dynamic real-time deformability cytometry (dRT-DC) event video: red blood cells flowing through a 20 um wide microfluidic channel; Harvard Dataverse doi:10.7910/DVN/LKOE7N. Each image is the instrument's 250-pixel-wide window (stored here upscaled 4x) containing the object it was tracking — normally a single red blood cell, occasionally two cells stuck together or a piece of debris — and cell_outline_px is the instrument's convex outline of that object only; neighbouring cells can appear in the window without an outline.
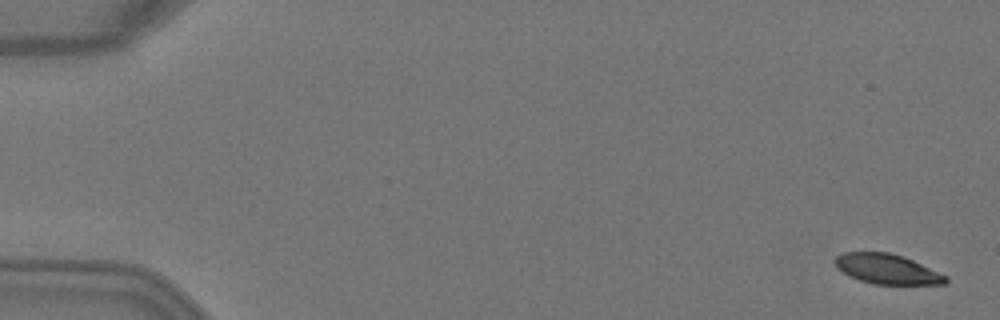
{"species": "Egyptian fruit bat (a non-hibernating species)", "species_latin": "Rousettus aegyptiacus", "temperature_condition": "warm", "stored_images_in_passage": 6, "camera_frame_rate_fps": 3000, "um_per_image_px": 0.085, "animal": {"sex": "female"}, "frame": {"image": 1, "passage_image": 1, "time_ms": 0.0, "image_size_px": [1000, 320], "cell_outline_px": [[948, 280], [944, 284], [872, 284], [848, 276], [836, 268], [832, 260], [836, 256], [844, 252], [888, 252], [904, 256], [948, 276]], "centroid_in_image_um": [75.36, 22.86], "position_along_channel_um": 9.6, "area_um2": 19.48}}
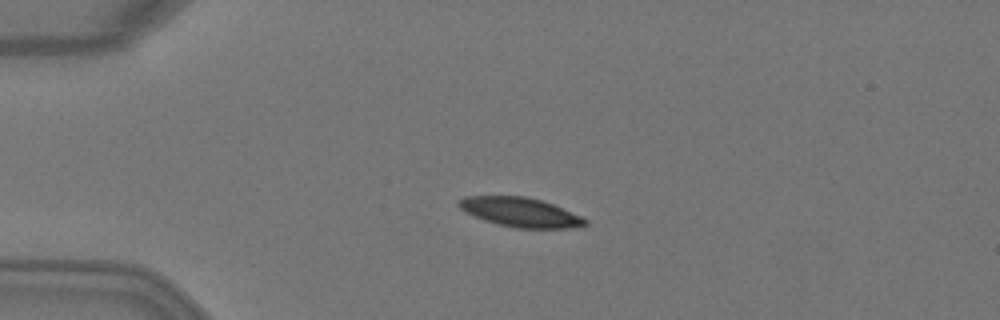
{"frame": {"image": 2, "passage_image": 3, "time_ms": 0.667, "image_size_px": [1000, 320], "cell_outline_px": [[588, 224], [568, 228], [516, 228], [496, 224], [472, 216], [464, 212], [456, 204], [464, 196], [524, 196], [540, 200], [552, 204], [580, 216], [588, 220]], "centroid_in_image_um": [44.17, 18.04], "position_along_channel_um": 40.8, "area_um2": 21.5}}